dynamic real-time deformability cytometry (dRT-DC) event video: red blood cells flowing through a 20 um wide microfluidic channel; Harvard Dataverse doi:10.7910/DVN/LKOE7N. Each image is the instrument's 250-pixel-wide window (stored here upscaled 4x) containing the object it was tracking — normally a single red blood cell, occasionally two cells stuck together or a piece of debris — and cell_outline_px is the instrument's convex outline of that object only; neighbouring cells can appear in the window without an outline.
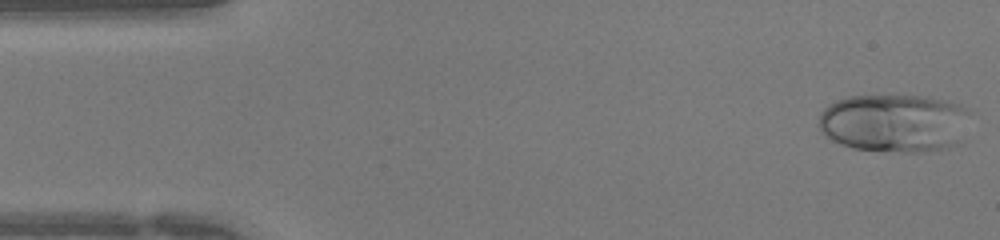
{"species": "human", "species_latin": "Homo sapiens", "temperature_condition": "warm", "stored_images_in_passage": 41, "camera_frame_rate_fps": 3000, "um_per_image_px": 0.085, "donor": {"sex": "female"}, "frame": {"image": 1, "passage_image": 1, "time_ms": 0.0, "image_size_px": [1000, 240], "cell_outline_px": [[968, 112], [960, 140], [956, 144], [948, 148], [920, 152], [908, 152], [852, 148], [840, 144], [832, 140], [820, 128], [820, 112], [828, 104], [836, 100], [848, 96], [928, 96], [960, 104], [968, 108]], "centroid_in_image_um": [76.01, 10.44], "position_along_channel_um": 9.0, "area_um2": 51.15}}
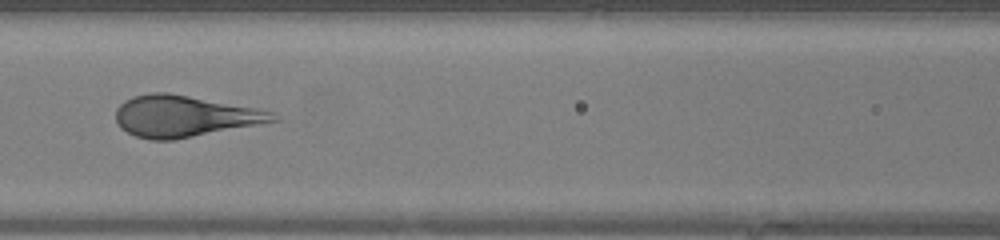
{"frame": {"image": 2, "passage_image": 18, "time_ms": 5.667, "image_size_px": [1000, 240], "cell_outline_px": [[280, 120], [172, 140], [148, 140], [136, 136], [120, 128], [116, 120], [116, 108], [124, 100], [132, 96], [152, 92], [168, 92], [256, 108], [272, 112]], "centroid_in_image_um": [15.61, 9.87], "position_along_channel_um": 151.0, "area_um2": 37.63}}
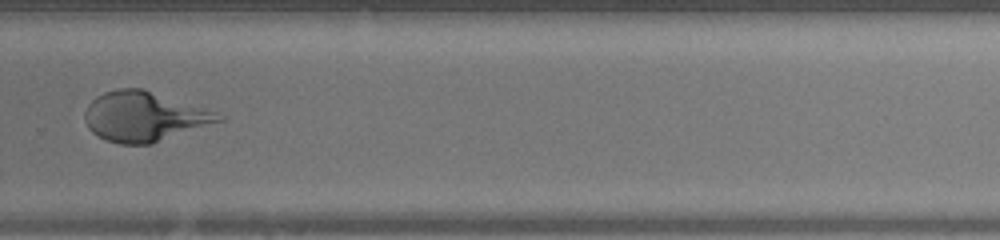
{"frame": {"image": 3, "passage_image": 29, "time_ms": 9.333, "image_size_px": [1000, 240], "cell_outline_px": [[224, 120], [152, 144], [120, 144], [104, 140], [92, 132], [88, 128], [84, 120], [84, 112], [88, 104], [96, 96], [104, 92], [120, 88], [140, 88], [204, 108], [216, 112], [224, 116]], "centroid_in_image_um": [12.21, 9.92], "position_along_channel_um": 317.6, "area_um2": 38.61}}